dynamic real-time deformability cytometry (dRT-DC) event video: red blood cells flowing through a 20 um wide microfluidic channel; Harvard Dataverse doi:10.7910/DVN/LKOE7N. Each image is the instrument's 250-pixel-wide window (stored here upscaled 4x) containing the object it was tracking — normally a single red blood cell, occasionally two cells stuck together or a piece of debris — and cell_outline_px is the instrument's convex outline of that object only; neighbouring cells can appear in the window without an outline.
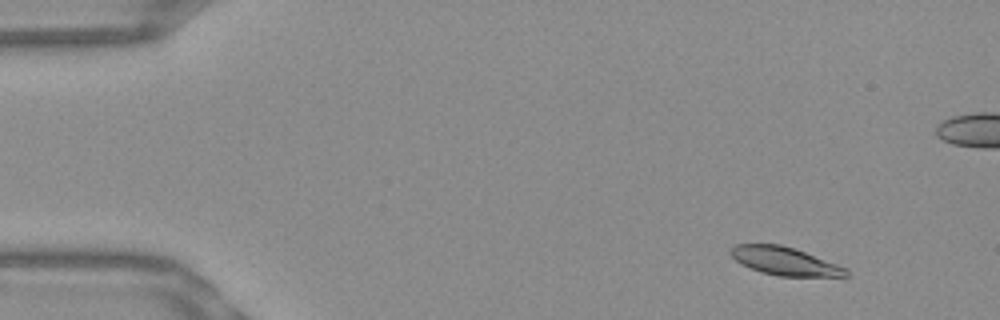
{"species": "Egyptian fruit bat (a non-hibernating species)", "species_latin": "Rousettus aegyptiacus", "temperature_condition": "warm", "stored_images_in_passage": 54, "camera_frame_rate_fps": 3000, "um_per_image_px": 0.085, "frame": {"image": 1, "passage_image": 5, "time_ms": 1.333, "image_size_px": [1000, 320], "cell_outline_px": [[852, 276], [780, 276], [760, 272], [740, 264], [728, 252], [736, 244], [780, 244], [804, 252], [848, 268]], "centroid_in_image_um": [66.71, 22.2], "position_along_channel_um": 18.3, "area_um2": 18.84}}
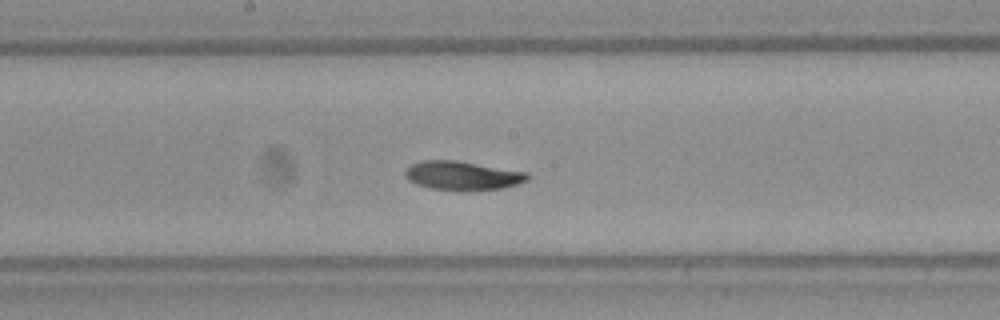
{"frame": {"image": 2, "passage_image": 28, "time_ms": 9.0, "image_size_px": [1000, 320], "cell_outline_px": [[532, 176], [528, 180], [504, 188], [468, 192], [460, 192], [428, 188], [416, 184], [408, 180], [404, 176], [404, 172], [412, 164], [420, 160], [456, 160], [528, 172]], "centroid_in_image_um": [39.32, 14.95], "position_along_channel_um": 208.9, "area_um2": 21.21}}
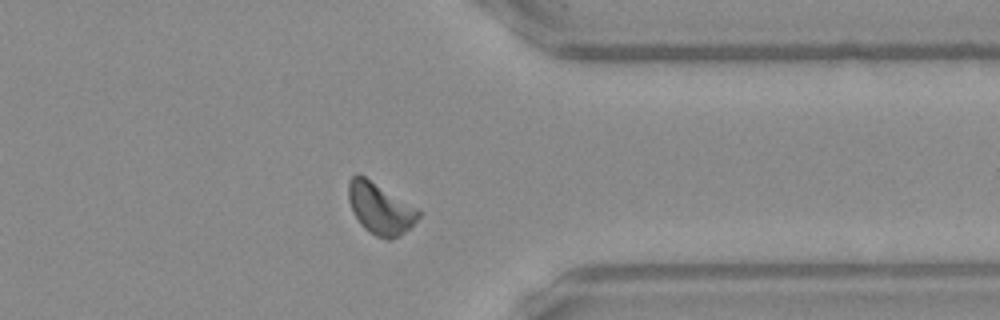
{"frame": {"image": 3, "passage_image": 42, "time_ms": 13.667, "image_size_px": [1000, 320], "cell_outline_px": [[420, 216], [400, 236], [392, 240], [388, 240], [376, 236], [364, 228], [360, 224], [352, 212], [348, 200], [348, 180], [356, 172], [364, 176], [420, 208]], "centroid_in_image_um": [32.3, 17.71], "position_along_channel_um": 379.1, "area_um2": 21.27}, "authors_computed_cell_mechanics": {"area_um2": 20.2011, "velocity_mm_per_s": 3.805, "shape_relaxation_time_tau1_ms": 5.3809, "shape_relaxation_time_tau2_ms": null, "deformation_change_tau1": 0.1431, "deformation_change_tau2": null}}